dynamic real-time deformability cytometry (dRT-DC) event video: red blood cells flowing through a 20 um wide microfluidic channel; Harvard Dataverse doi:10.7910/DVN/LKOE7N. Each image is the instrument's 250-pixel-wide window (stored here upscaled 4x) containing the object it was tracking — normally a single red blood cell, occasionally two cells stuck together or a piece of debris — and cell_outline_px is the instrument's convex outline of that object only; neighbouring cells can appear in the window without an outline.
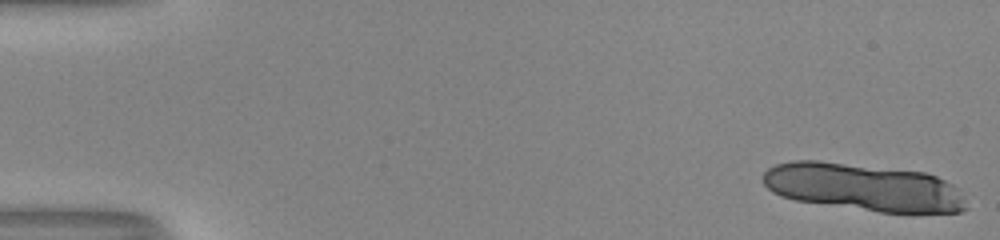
{"species": "human", "species_latin": "Homo sapiens", "temperature_condition": "room temperature", "stored_images_in_passage": 14, "camera_frame_rate_fps": 3000, "um_per_image_px": 0.085, "donor": {"sex": "male"}, "frame": {"image": 1, "passage_image": 1, "time_ms": 0.0, "image_size_px": [1000, 240], "cell_outline_px": [[968, 208], [960, 212], [916, 216], [880, 212], [796, 200], [780, 196], [772, 192], [764, 184], [760, 176], [768, 168], [776, 164], [792, 160], [816, 160], [924, 172], [936, 176], [960, 188]], "centroid_in_image_um": [73.47, 15.95], "position_along_channel_um": 11.5, "area_um2": 57.4}}